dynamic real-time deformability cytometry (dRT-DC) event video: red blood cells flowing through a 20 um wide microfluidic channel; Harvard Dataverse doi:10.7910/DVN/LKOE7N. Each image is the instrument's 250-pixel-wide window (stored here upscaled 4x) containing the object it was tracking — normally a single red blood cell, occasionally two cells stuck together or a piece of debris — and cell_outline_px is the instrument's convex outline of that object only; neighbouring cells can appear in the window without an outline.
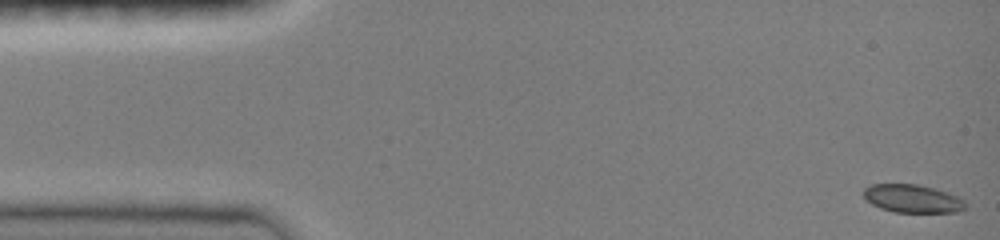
{"species": "common noctule bat (a hibernating species)", "species_latin": "Nyctalus noctula", "temperature_condition": "room temperature", "stored_images_in_passage": 47, "camera_frame_rate_fps": 3000, "um_per_image_px": 0.085, "animal": {"sex": "female", "body_mass_g": 19.0, "forearm_length_mm": 51.5}, "frame": {"image": 1, "passage_image": 1, "time_ms": 0.0, "image_size_px": [1000, 240], "cell_outline_px": [[964, 208], [956, 212], [892, 212], [880, 208], [864, 200], [864, 188], [872, 184], [916, 184], [932, 188], [956, 196], [964, 200]], "centroid_in_image_um": [77.49, 16.89], "position_along_channel_um": 7.5, "area_um2": 16.47}}
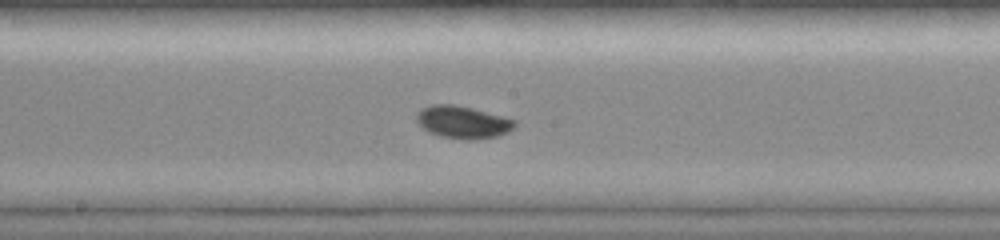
{"frame": {"image": 2, "passage_image": 25, "time_ms": 8.0, "image_size_px": [1000, 240], "cell_outline_px": [[516, 124], [508, 132], [496, 136], [472, 140], [468, 140], [440, 136], [428, 132], [416, 120], [416, 112], [420, 108], [432, 104], [452, 104], [472, 108], [516, 120]], "centroid_in_image_um": [39.3, 10.37], "position_along_channel_um": 208.9, "area_um2": 18.5}}
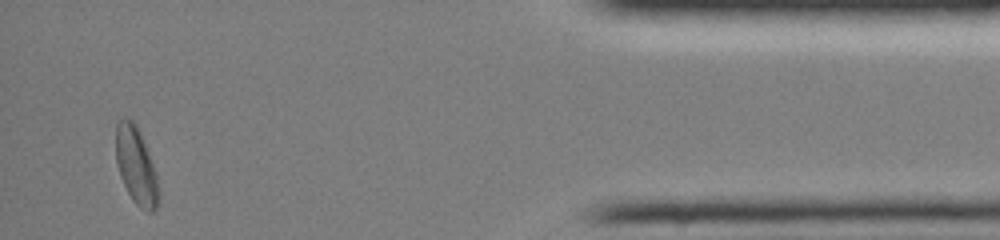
{"frame": {"image": 3, "passage_image": 45, "time_ms": 14.667, "image_size_px": [1000, 240], "cell_outline_px": [[160, 196], [156, 208], [152, 212], [148, 212], [140, 208], [132, 200], [120, 176], [116, 164], [116, 124], [124, 116], [132, 120], [136, 124], [140, 132], [156, 172], [160, 192]], "centroid_in_image_um": [11.58, 14.1], "position_along_channel_um": 423.6, "area_um2": 19.36}, "authors_computed_cell_mechanics": {"area_um2": 17.2822, "velocity_mm_per_s": 4.0279, "shape_relaxation_time_tau1_ms": 2.6896, "shape_relaxation_time_tau2_ms": null, "deformation_change_tau1": 0.0627, "deformation_change_tau2": null}}